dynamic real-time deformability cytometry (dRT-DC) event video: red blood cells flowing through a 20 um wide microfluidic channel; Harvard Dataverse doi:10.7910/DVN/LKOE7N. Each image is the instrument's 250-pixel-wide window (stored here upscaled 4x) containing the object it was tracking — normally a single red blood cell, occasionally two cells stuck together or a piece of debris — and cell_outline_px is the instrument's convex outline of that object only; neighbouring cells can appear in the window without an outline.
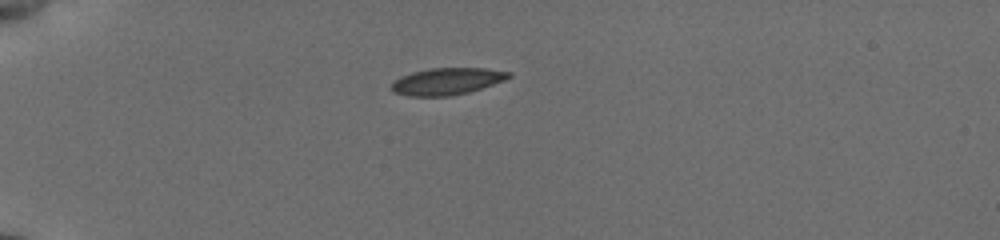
{"species": "common noctule bat (a hibernating species)", "species_latin": "Nyctalus noctula", "temperature_condition": "cold", "stored_images_in_passage": 41, "camera_frame_rate_fps": 3000, "um_per_image_px": 0.085, "animal": {"sex": "female", "body_mass_g": 19.5, "forearm_length_mm": 54.1}, "frame": {"image": 1, "passage_image": 1, "time_ms": 0.0, "image_size_px": [1000, 240], "cell_outline_px": [[512, 76], [504, 80], [468, 92], [448, 96], [408, 96], [392, 92], [392, 80], [400, 76], [412, 72], [428, 68], [484, 68], [512, 72]], "centroid_in_image_um": [37.95, 6.9], "position_along_channel_um": 47.1, "area_um2": 18.38}}
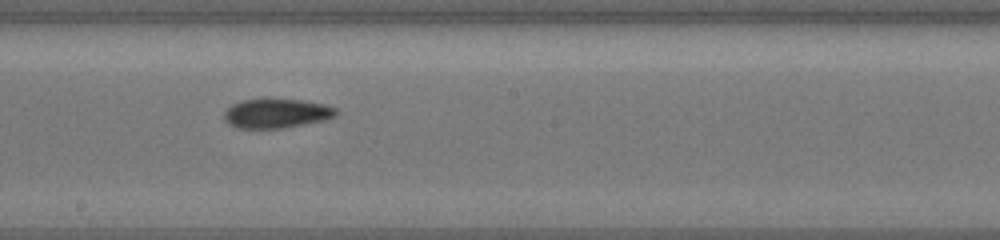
{"frame": {"image": 2, "passage_image": 18, "time_ms": 5.667, "image_size_px": [1000, 240], "cell_outline_px": [[340, 112], [336, 116], [324, 120], [304, 124], [280, 128], [236, 128], [228, 124], [224, 120], [224, 112], [232, 104], [244, 100], [264, 96], [300, 100], [324, 104], [336, 108]], "centroid_in_image_um": [23.48, 9.6], "position_along_channel_um": 224.7, "area_um2": 19.71}}
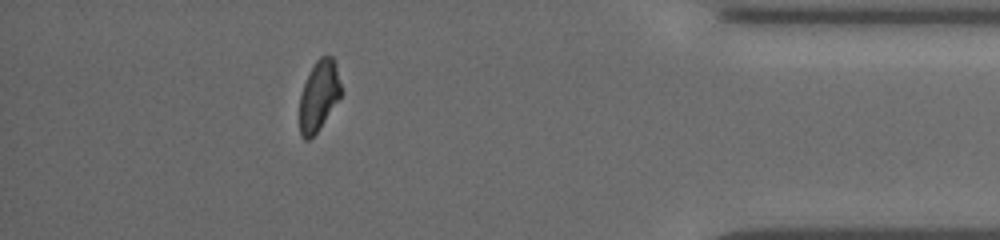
{"frame": {"image": 3, "passage_image": 35, "time_ms": 11.333, "image_size_px": [1000, 240], "cell_outline_px": [[344, 92], [316, 132], [308, 140], [304, 140], [300, 136], [300, 96], [304, 84], [316, 60], [320, 56], [332, 56]], "centroid_in_image_um": [27.11, 8.14], "position_along_channel_um": 408.1, "area_um2": 16.76}, "authors_computed_cell_mechanics": {"area_um2": 18.4382, "velocity_mm_per_s": 3.8233, "shape_relaxation_time_tau1_ms": 4.0675, "shape_relaxation_time_tau2_ms": null, "deformation_change_tau1": 0.1205, "deformation_change_tau2": null}}